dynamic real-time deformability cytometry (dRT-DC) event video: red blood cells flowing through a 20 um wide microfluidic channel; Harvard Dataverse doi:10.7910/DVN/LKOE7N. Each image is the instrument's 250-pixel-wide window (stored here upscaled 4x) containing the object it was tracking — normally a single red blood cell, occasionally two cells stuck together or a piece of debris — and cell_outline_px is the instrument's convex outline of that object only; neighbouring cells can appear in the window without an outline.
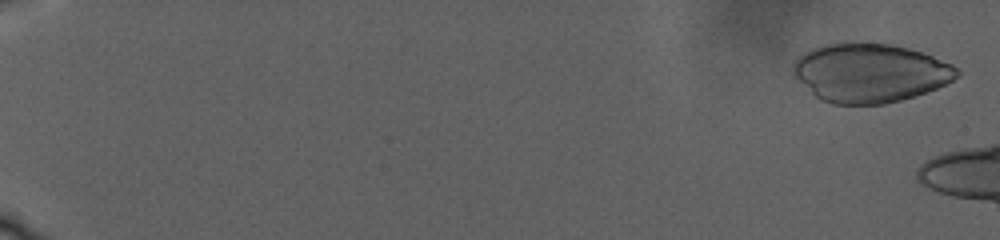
{"species": "human", "species_latin": "Homo sapiens", "temperature_condition": "warm", "stored_images_in_passage": 7, "camera_frame_rate_fps": 3000, "um_per_image_px": 0.085, "donor": {"sex": "male"}, "frame": {"image": 1, "passage_image": 6, "time_ms": 0.667, "image_size_px": [1000, 240], "cell_outline_px": [[960, 76], [936, 88], [900, 100], [884, 104], [832, 104], [820, 100], [792, 76], [792, 64], [800, 56], [816, 48], [828, 44], [844, 40], [856, 40], [892, 44], [908, 48], [932, 56], [952, 64], [960, 68]], "centroid_in_image_um": [73.93, 6.17], "position_along_channel_um": 11.1, "area_um2": 56.64}}